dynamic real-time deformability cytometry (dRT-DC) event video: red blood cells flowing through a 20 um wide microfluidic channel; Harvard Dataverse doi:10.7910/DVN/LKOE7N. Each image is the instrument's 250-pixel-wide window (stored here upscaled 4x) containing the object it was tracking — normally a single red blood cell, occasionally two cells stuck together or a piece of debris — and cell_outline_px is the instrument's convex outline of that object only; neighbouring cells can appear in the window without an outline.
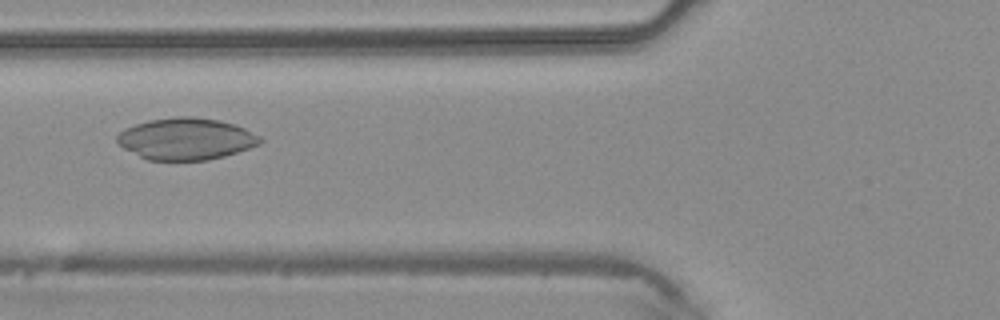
{"species": "common noctule bat (a hibernating species)", "species_latin": "Nyctalus noctula", "temperature_condition": "warm", "stored_images_in_passage": 43, "camera_frame_rate_fps": 3000, "um_per_image_px": 0.085, "animal": {"sex": "male", "body_mass_g": 20.4}, "frame": {"image": 1, "passage_image": 17, "time_ms": 5.333, "image_size_px": [1000, 320], "cell_outline_px": [[264, 140], [260, 144], [224, 156], [208, 160], [148, 160], [124, 148], [116, 140], [116, 136], [124, 128], [148, 120], [176, 116], [192, 116], [220, 120], [236, 124], [260, 136]], "centroid_in_image_um": [15.82, 11.79], "position_along_channel_um": 110.0, "area_um2": 34.85}}
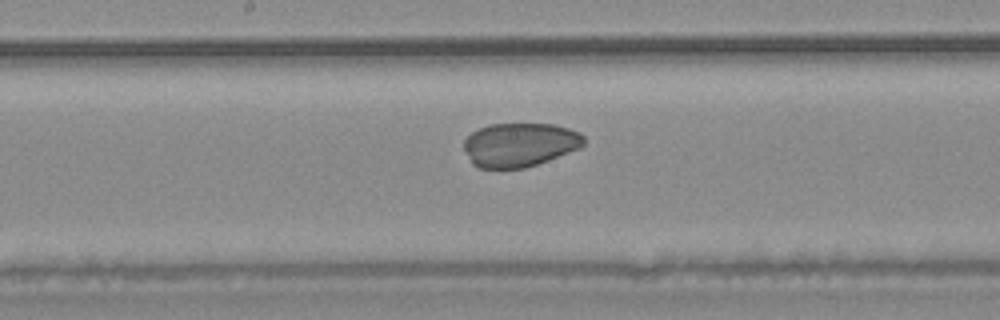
{"frame": {"image": 2, "passage_image": 23, "time_ms": 7.333, "image_size_px": [1000, 320], "cell_outline_px": [[584, 144], [580, 148], [548, 160], [524, 168], [480, 168], [472, 164], [464, 148], [464, 140], [472, 132], [480, 128], [492, 124], [552, 124], [568, 128], [580, 132], [584, 136]], "centroid_in_image_um": [44.18, 12.3], "position_along_channel_um": 204.0, "area_um2": 30.52}}
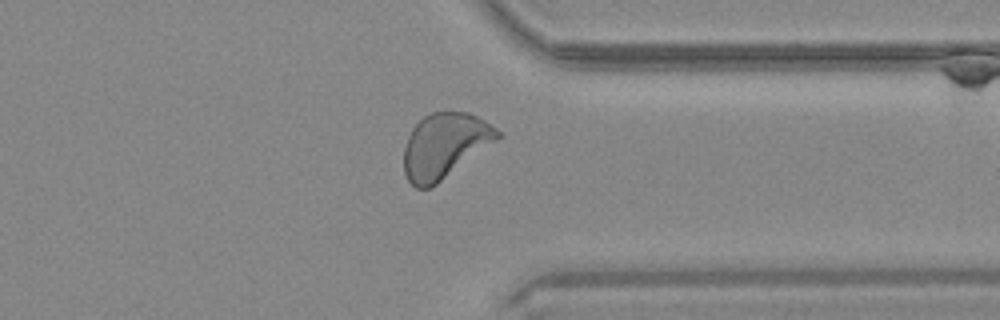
{"frame": {"image": 3, "passage_image": 34, "time_ms": 11.0, "image_size_px": [1000, 320], "cell_outline_px": [[500, 136], [496, 140], [432, 188], [416, 188], [408, 180], [404, 172], [404, 148], [408, 136], [412, 128], [424, 116], [432, 112], [468, 112], [484, 120], [496, 128], [500, 132]], "centroid_in_image_um": [37.76, 12.39], "position_along_channel_um": 373.6, "area_um2": 35.14}}